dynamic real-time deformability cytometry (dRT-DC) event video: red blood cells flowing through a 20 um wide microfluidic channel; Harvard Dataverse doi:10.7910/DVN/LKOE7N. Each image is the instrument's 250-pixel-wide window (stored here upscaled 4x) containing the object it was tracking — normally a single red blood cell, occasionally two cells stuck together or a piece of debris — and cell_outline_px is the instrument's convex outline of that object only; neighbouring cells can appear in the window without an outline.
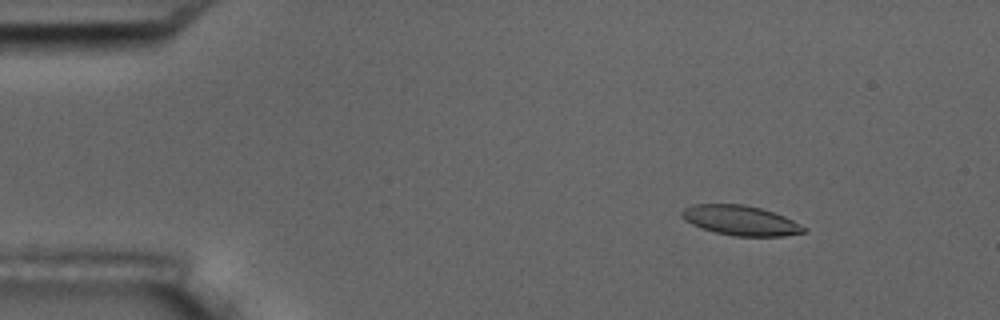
{"species": "common noctule bat (a hibernating species)", "species_latin": "Nyctalus noctula", "temperature_condition": "room temperature", "stored_images_in_passage": 7, "camera_frame_rate_fps": 3000, "um_per_image_px": 0.085, "animal": {"sex": "male", "body_mass_g": 17.5, "forearm_length_mm": 52.3}, "frame": {"image": 1, "passage_image": 3, "time_ms": 0.667, "image_size_px": [1000, 320], "cell_outline_px": [[808, 228], [804, 232], [784, 236], [736, 236], [716, 232], [692, 224], [684, 220], [680, 216], [680, 212], [684, 208], [692, 204], [744, 204], [760, 208], [784, 216]], "centroid_in_image_um": [62.93, 18.73], "position_along_channel_um": 22.1, "area_um2": 21.1}}
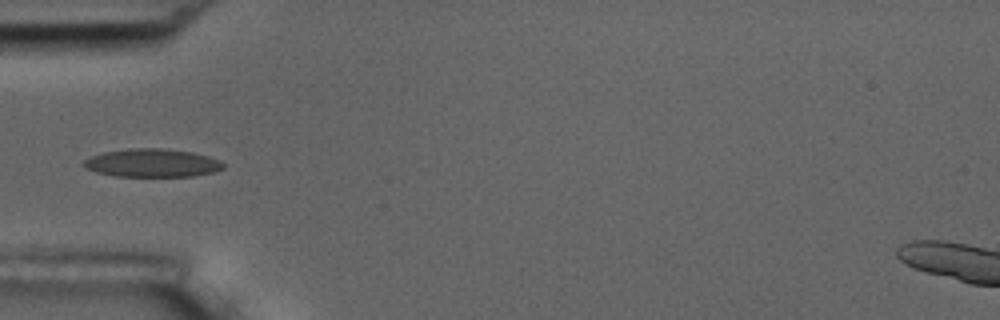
{"frame": {"image": 2, "passage_image": 6, "time_ms": 1.667, "image_size_px": [1000, 320], "cell_outline_px": [[224, 168], [212, 172], [192, 176], [112, 176], [96, 172], [84, 168], [80, 164], [84, 160], [92, 156], [104, 152], [132, 148], [164, 148], [192, 152], [208, 156], [220, 160], [224, 164]], "centroid_in_image_um": [12.9, 13.85], "position_along_channel_um": 72.1, "area_um2": 23.0}}